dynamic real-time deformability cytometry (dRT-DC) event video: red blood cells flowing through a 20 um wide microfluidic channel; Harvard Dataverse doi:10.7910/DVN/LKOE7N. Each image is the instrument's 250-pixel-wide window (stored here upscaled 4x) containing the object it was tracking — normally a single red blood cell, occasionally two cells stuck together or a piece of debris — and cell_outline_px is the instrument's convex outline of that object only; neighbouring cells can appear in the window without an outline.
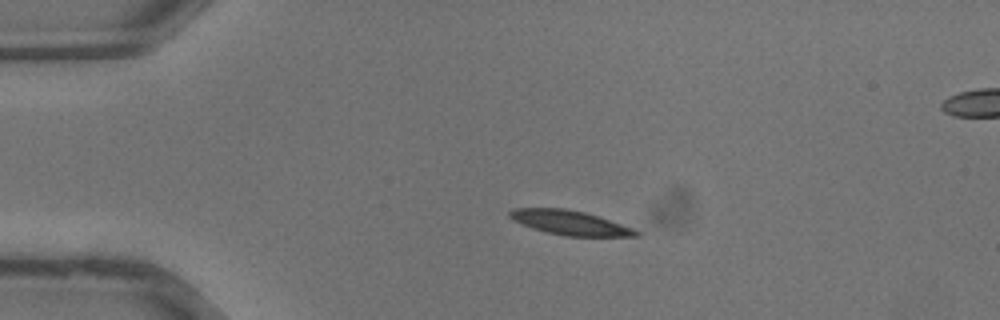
{"species": "common noctule bat (a hibernating species)", "species_latin": "Nyctalus noctula", "temperature_condition": "warm", "stored_images_in_passage": 29, "camera_frame_rate_fps": 3000, "um_per_image_px": 0.085, "animal": {"sex": "male", "body_mass_g": 13.3}, "frame": {"image": 1, "passage_image": 1, "time_ms": 0.0, "image_size_px": [1000, 320], "cell_outline_px": [[640, 236], [564, 236], [532, 228], [520, 224], [512, 220], [508, 216], [508, 212], [512, 208], [564, 208], [584, 212], [632, 228], [640, 232]], "centroid_in_image_um": [48.37, 18.92], "position_along_channel_um": 36.6, "area_um2": 17.8}}
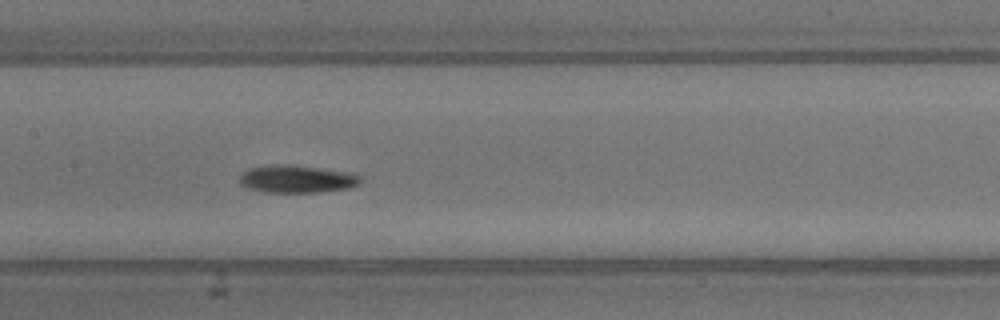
{"frame": {"image": 2, "passage_image": 11, "time_ms": 3.333, "image_size_px": [1000, 320], "cell_outline_px": [[364, 180], [360, 184], [348, 188], [320, 192], [264, 192], [248, 188], [240, 184], [240, 176], [248, 168], [276, 164], [292, 164], [352, 172], [360, 176]], "centroid_in_image_um": [25.28, 15.2], "position_along_channel_um": 182.1, "area_um2": 19.71}}
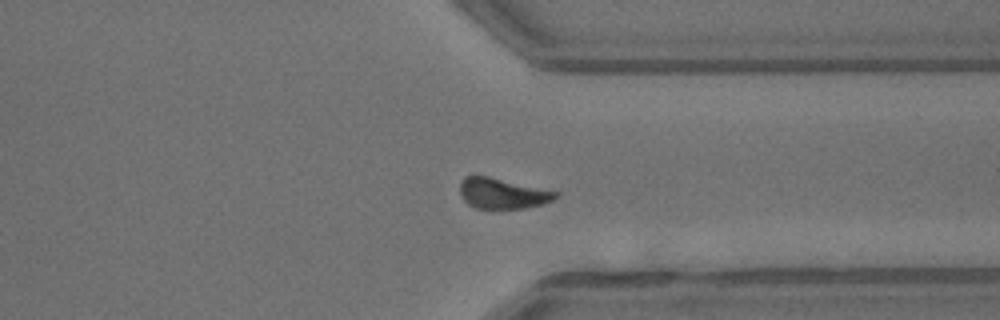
{"frame": {"image": 3, "passage_image": 21, "time_ms": 6.667, "image_size_px": [1000, 320], "cell_outline_px": [[560, 196], [544, 204], [524, 208], [476, 208], [468, 204], [464, 200], [460, 192], [460, 180], [464, 176], [488, 176], [560, 192]], "centroid_in_image_um": [42.73, 16.43], "position_along_channel_um": 368.7, "area_um2": 17.05}}